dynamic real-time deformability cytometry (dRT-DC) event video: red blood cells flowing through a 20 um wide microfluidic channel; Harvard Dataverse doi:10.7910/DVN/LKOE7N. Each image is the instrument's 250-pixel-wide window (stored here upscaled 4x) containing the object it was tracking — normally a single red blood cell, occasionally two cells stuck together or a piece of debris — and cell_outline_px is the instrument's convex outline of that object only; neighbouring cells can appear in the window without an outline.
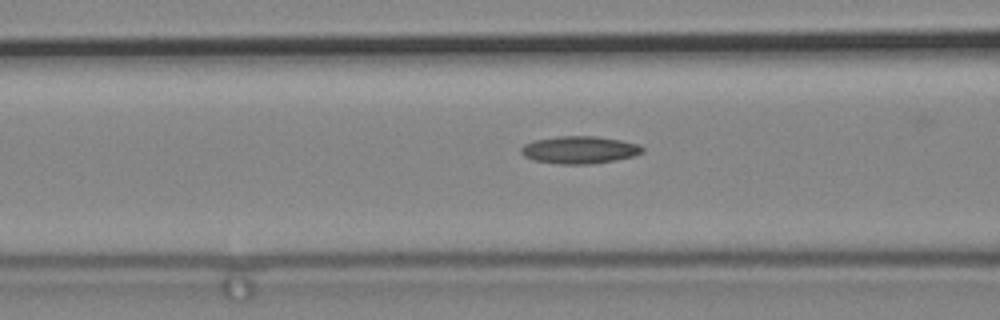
{"species": "common noctule bat (a hibernating species)", "species_latin": "Nyctalus noctula", "temperature_condition": "cold", "stored_images_in_passage": 29, "camera_frame_rate_fps": 3000, "um_per_image_px": 0.085, "animal": {"sex": "male", "body_mass_g": 19.2, "forearm_length_mm": 51.8}, "frame": {"image": 1, "passage_image": 7, "time_ms": 2.0, "image_size_px": [1000, 320], "cell_outline_px": [[644, 152], [636, 156], [616, 160], [588, 164], [560, 164], [532, 160], [524, 156], [520, 152], [520, 148], [524, 144], [532, 140], [556, 136], [596, 136], [620, 140], [640, 144], [644, 148]], "centroid_in_image_um": [49.26, 12.73], "position_along_channel_um": 117.3, "area_um2": 19.71}}
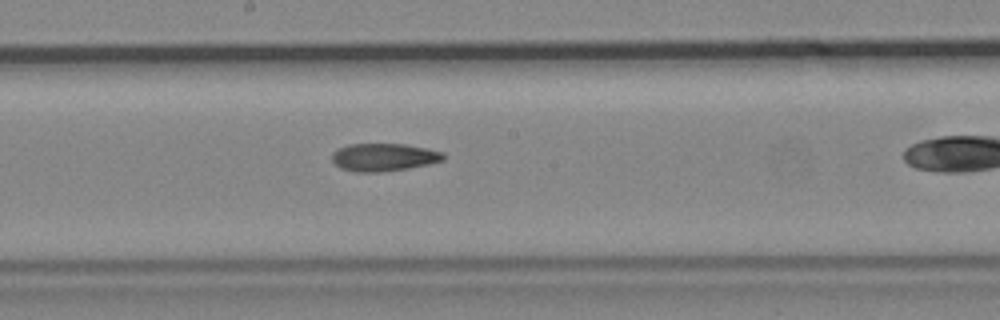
{"frame": {"image": 2, "passage_image": 15, "time_ms": 4.667, "image_size_px": [1000, 320], "cell_outline_px": [[444, 160], [428, 164], [408, 168], [380, 172], [356, 172], [340, 168], [332, 160], [332, 152], [348, 144], [404, 144], [428, 148], [444, 152]], "centroid_in_image_um": [32.63, 13.36], "position_along_channel_um": 215.6, "area_um2": 18.03}}
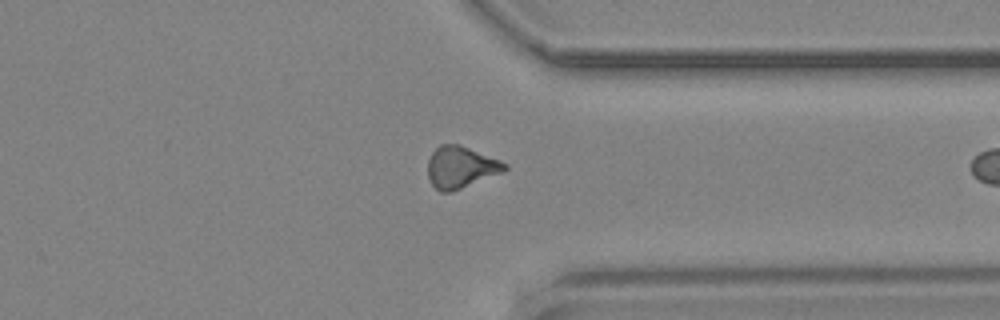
{"frame": {"image": 3, "passage_image": 28, "time_ms": 9.0, "image_size_px": [1000, 320], "cell_outline_px": [[508, 168], [504, 172], [452, 192], [440, 192], [432, 184], [428, 176], [428, 160], [432, 152], [440, 144], [460, 144], [500, 160], [508, 164]], "centroid_in_image_um": [39.18, 14.21], "position_along_channel_um": 372.2, "area_um2": 18.84}}